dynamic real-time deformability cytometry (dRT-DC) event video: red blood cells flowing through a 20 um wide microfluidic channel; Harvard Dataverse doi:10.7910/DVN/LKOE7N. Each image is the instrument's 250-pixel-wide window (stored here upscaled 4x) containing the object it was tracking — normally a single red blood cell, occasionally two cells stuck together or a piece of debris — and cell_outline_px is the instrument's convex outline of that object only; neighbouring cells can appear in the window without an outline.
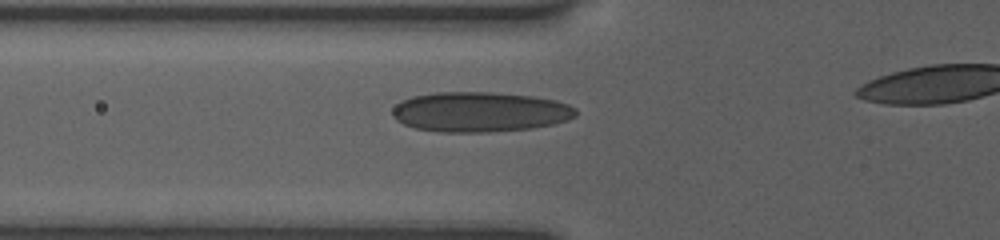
{"species": "human", "species_latin": "Homo sapiens", "temperature_condition": "room temperature", "stored_images_in_passage": 38, "camera_frame_rate_fps": 3000, "um_per_image_px": 0.085, "donor": {"sex": "female"}, "frame": {"image": 1, "passage_image": 2, "time_ms": 0.667, "image_size_px": [1000, 240], "cell_outline_px": [[576, 116], [568, 120], [552, 124], [532, 128], [488, 132], [440, 132], [416, 128], [404, 124], [396, 120], [392, 116], [392, 108], [396, 104], [412, 96], [436, 92], [492, 92], [532, 96], [556, 100], [568, 104], [576, 108]], "centroid_in_image_um": [40.79, 9.51], "position_along_channel_um": 85.0, "area_um2": 42.89}}
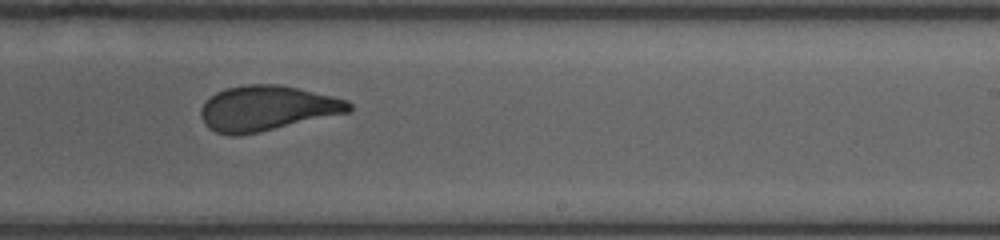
{"frame": {"image": 2, "passage_image": 21, "time_ms": 5.333, "image_size_px": [1000, 240], "cell_outline_px": [[352, 108], [348, 112], [260, 132], [236, 136], [228, 136], [216, 132], [208, 128], [204, 124], [200, 116], [200, 108], [216, 92], [228, 88], [244, 84], [276, 84], [296, 88], [332, 96], [348, 100], [352, 104]], "centroid_in_image_um": [22.65, 9.21], "position_along_channel_um": 266.3, "area_um2": 38.73}}
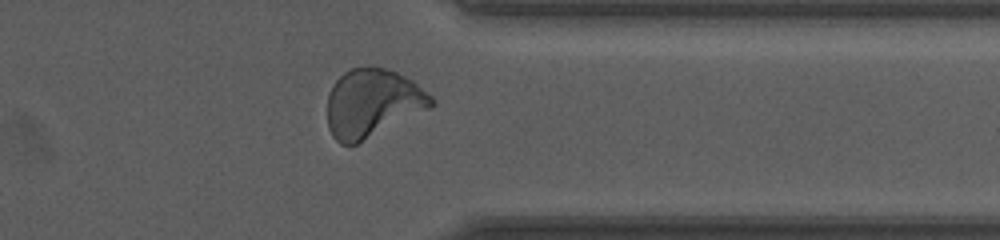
{"frame": {"image": 3, "passage_image": 33, "time_ms": 8.333, "image_size_px": [1000, 240], "cell_outline_px": [[436, 104], [356, 144], [340, 144], [332, 136], [328, 128], [328, 92], [332, 84], [344, 72], [352, 68], [368, 64], [384, 68], [396, 72], [412, 80], [432, 96], [436, 100]], "centroid_in_image_um": [31.63, 8.73], "position_along_channel_um": 379.8, "area_um2": 41.21}}